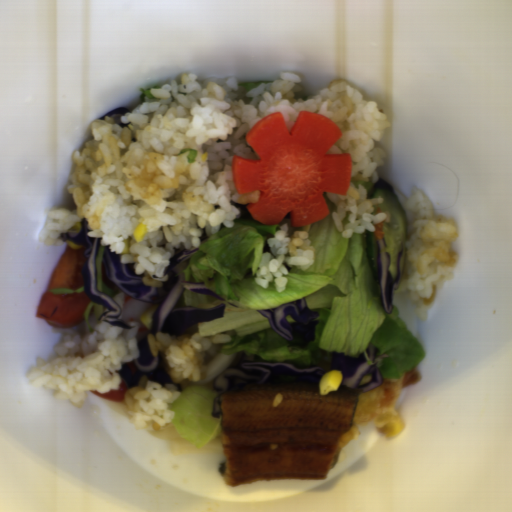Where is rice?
<instances>
[{
	"label": "rice",
	"instance_id": "652b925c",
	"mask_svg": "<svg viewBox=\"0 0 512 512\" xmlns=\"http://www.w3.org/2000/svg\"><path fill=\"white\" fill-rule=\"evenodd\" d=\"M302 78L282 72L273 83L242 91L235 77L186 73L161 87L130 113L93 122V136L73 155L67 182L76 209L55 207L40 232L48 246L62 245L61 234L84 219L90 237L133 264L149 287L164 283L175 250L199 248L203 233L232 227L241 213L232 205L258 202L259 190L239 193L235 155L259 160L246 135L260 120L280 111L290 134L301 112L330 118L342 134L328 153L349 154L352 175L345 195L326 192L336 204L333 221L342 236L374 232L388 217L374 213L384 198H367L362 183H374L385 161L382 137L390 120L375 99L345 79L314 97L300 96ZM197 149L187 163L185 148ZM327 153V154H328ZM178 155V156H177ZM139 223L143 241L133 239Z\"/></svg>",
	"mask_w": 512,
	"mask_h": 512
},
{
	"label": "rice",
	"instance_id": "023b6e5f",
	"mask_svg": "<svg viewBox=\"0 0 512 512\" xmlns=\"http://www.w3.org/2000/svg\"><path fill=\"white\" fill-rule=\"evenodd\" d=\"M138 328L137 322L123 328L102 321L89 335L67 333L55 347L57 356L36 357L26 377L35 387L49 388L56 400L80 408L87 392L104 395L120 389L122 379L116 371L140 355Z\"/></svg>",
	"mask_w": 512,
	"mask_h": 512
},
{
	"label": "rice",
	"instance_id": "8eca5e8b",
	"mask_svg": "<svg viewBox=\"0 0 512 512\" xmlns=\"http://www.w3.org/2000/svg\"><path fill=\"white\" fill-rule=\"evenodd\" d=\"M409 233L406 294L412 297L418 317L425 319L437 291L454 277L459 254L453 245L459 235L454 219L434 211L423 189L410 190L404 204Z\"/></svg>",
	"mask_w": 512,
	"mask_h": 512
},
{
	"label": "rice",
	"instance_id": "acb35da6",
	"mask_svg": "<svg viewBox=\"0 0 512 512\" xmlns=\"http://www.w3.org/2000/svg\"><path fill=\"white\" fill-rule=\"evenodd\" d=\"M267 242L270 250L264 251L253 279L266 289L272 283L280 294L288 282L286 265L304 272L310 269L317 255L307 231L294 230L289 234L288 224L285 223L267 238Z\"/></svg>",
	"mask_w": 512,
	"mask_h": 512
},
{
	"label": "rice",
	"instance_id": "b023fe2a",
	"mask_svg": "<svg viewBox=\"0 0 512 512\" xmlns=\"http://www.w3.org/2000/svg\"><path fill=\"white\" fill-rule=\"evenodd\" d=\"M180 391L175 385H163L143 376L136 387L124 394V408L133 428L160 430L171 423L175 412L169 409Z\"/></svg>",
	"mask_w": 512,
	"mask_h": 512
},
{
	"label": "rice",
	"instance_id": "e3fd555f",
	"mask_svg": "<svg viewBox=\"0 0 512 512\" xmlns=\"http://www.w3.org/2000/svg\"><path fill=\"white\" fill-rule=\"evenodd\" d=\"M156 339L165 347L166 361L170 369L181 373L183 379L191 382H202L208 373L204 359L211 347L227 344L231 337L218 334L203 337L194 334L191 337L173 339L166 332H157Z\"/></svg>",
	"mask_w": 512,
	"mask_h": 512
},
{
	"label": "rice",
	"instance_id": "a3056103",
	"mask_svg": "<svg viewBox=\"0 0 512 512\" xmlns=\"http://www.w3.org/2000/svg\"><path fill=\"white\" fill-rule=\"evenodd\" d=\"M282 399H283V396L282 394L279 392L278 394L275 395L271 405L272 407H277L281 402H282Z\"/></svg>",
	"mask_w": 512,
	"mask_h": 512
}]
</instances>
